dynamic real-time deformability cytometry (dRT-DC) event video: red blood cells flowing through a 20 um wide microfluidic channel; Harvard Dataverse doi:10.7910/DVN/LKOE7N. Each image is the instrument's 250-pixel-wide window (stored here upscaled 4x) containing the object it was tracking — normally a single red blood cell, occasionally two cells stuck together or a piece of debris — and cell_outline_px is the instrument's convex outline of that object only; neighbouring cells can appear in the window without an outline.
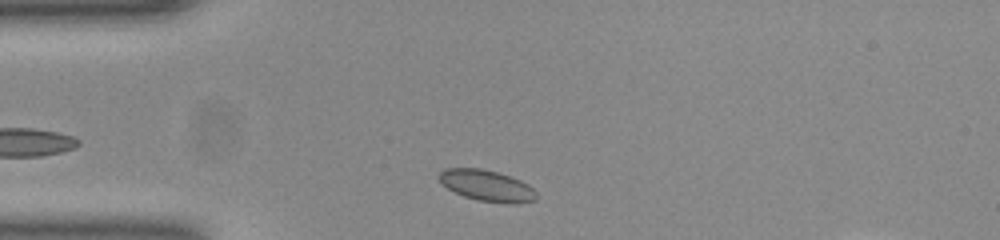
{"species": "common noctule bat (a hibernating species)", "species_latin": "Nyctalus noctula", "temperature_condition": "room temperature", "stored_images_in_passage": 30, "camera_frame_rate_fps": 3000, "um_per_image_px": 0.085, "animal": {"sex": "female", "body_mass_g": 23.0, "forearm_length_mm": 53.4}, "frame": {"image": 1, "passage_image": 2, "time_ms": 0.333, "image_size_px": [1000, 240], "cell_outline_px": [[536, 200], [512, 204], [504, 204], [476, 200], [464, 196], [448, 188], [436, 176], [444, 168], [480, 168], [496, 172], [520, 180], [528, 184], [536, 192]], "centroid_in_image_um": [41.38, 15.79], "position_along_channel_um": 43.6, "area_um2": 17.63}}
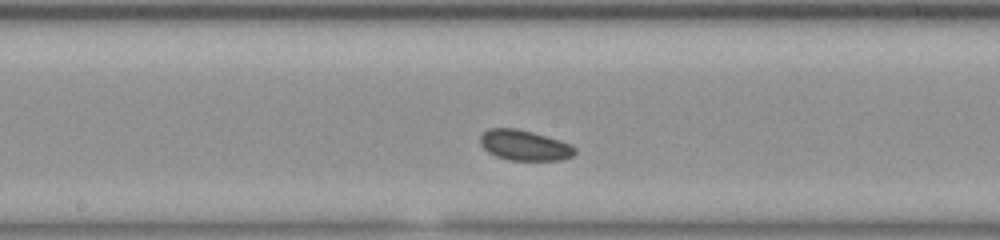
{"frame": {"image": 2, "passage_image": 16, "time_ms": 5.0, "image_size_px": [1000, 240], "cell_outline_px": [[576, 152], [572, 156], [560, 160], [512, 160], [496, 156], [488, 152], [480, 144], [480, 136], [488, 128], [516, 128], [532, 132], [560, 140], [572, 144], [576, 148]], "centroid_in_image_um": [44.59, 12.34], "position_along_channel_um": 203.6, "area_um2": 16.76}}
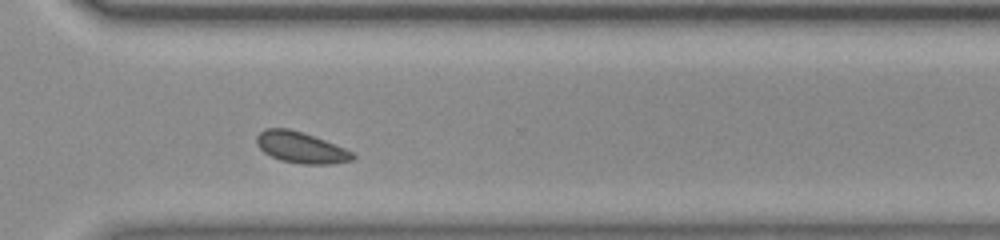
{"frame": {"image": 3, "passage_image": 27, "time_ms": 8.667, "image_size_px": [1000, 240], "cell_outline_px": [[356, 156], [352, 160], [332, 164], [304, 164], [280, 160], [264, 152], [256, 144], [256, 136], [264, 128], [288, 128], [304, 132], [344, 148], [352, 152]], "centroid_in_image_um": [25.56, 12.53], "position_along_channel_um": 345.0, "area_um2": 17.4}, "authors_computed_cell_mechanics": {"area_um2": 16.8198, "velocity_mm_per_s": 3.8492, "shape_relaxation_time_tau1_ms": null, "shape_relaxation_time_tau2_ms": 6.4772, "deformation_change_tau1": null, "deformation_change_tau2": 0.079}}